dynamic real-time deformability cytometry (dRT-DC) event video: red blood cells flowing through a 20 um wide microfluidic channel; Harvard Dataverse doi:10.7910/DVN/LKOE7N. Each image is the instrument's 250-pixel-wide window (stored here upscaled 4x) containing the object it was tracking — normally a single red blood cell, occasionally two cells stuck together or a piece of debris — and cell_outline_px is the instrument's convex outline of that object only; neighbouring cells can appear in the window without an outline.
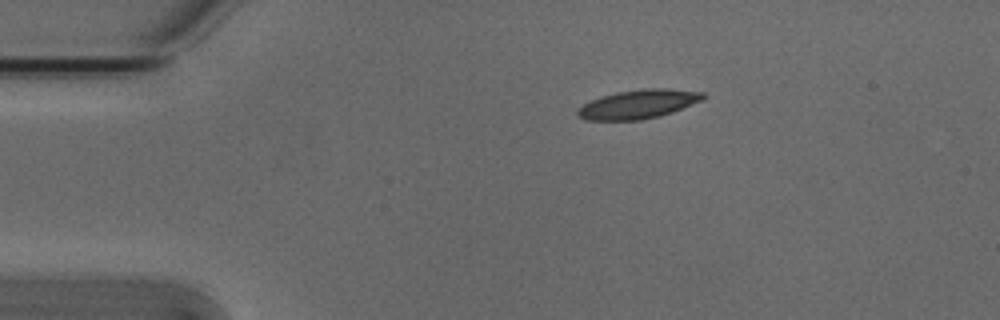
{"species": "Egyptian fruit bat (a non-hibernating species)", "species_latin": "Rousettus aegyptiacus", "temperature_condition": "cold", "stored_images_in_passage": 45, "camera_frame_rate_fps": 3000, "um_per_image_px": 0.085, "animal": {"sex": "male"}, "frame": {"image": 1, "passage_image": 1, "time_ms": 0.0, "image_size_px": [1000, 320], "cell_outline_px": [[704, 96], [700, 100], [672, 112], [660, 116], [640, 120], [584, 120], [576, 116], [576, 108], [600, 96], [616, 92], [644, 88], [668, 88], [704, 92]], "centroid_in_image_um": [54.18, 8.85], "position_along_channel_um": 30.8, "area_um2": 21.15}}
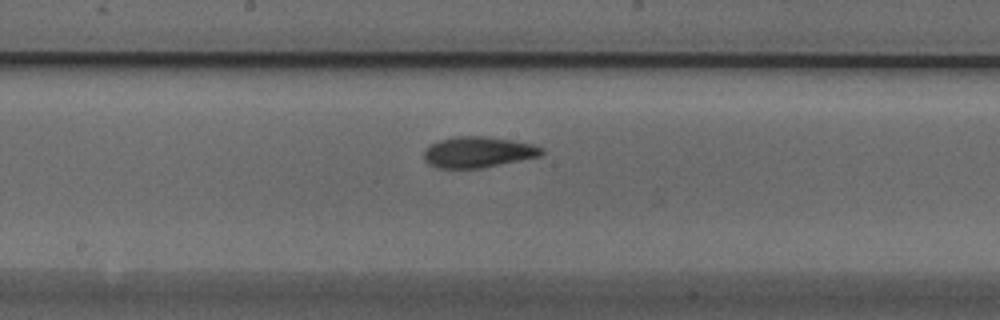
{"frame": {"image": 2, "passage_image": 19, "time_ms": 6.0, "image_size_px": [1000, 320], "cell_outline_px": [[544, 152], [540, 156], [480, 168], [440, 168], [428, 164], [424, 160], [424, 148], [428, 144], [452, 136], [484, 136], [512, 140], [532, 144], [544, 148]], "centroid_in_image_um": [40.59, 12.92], "position_along_channel_um": 207.6, "area_um2": 21.27}}
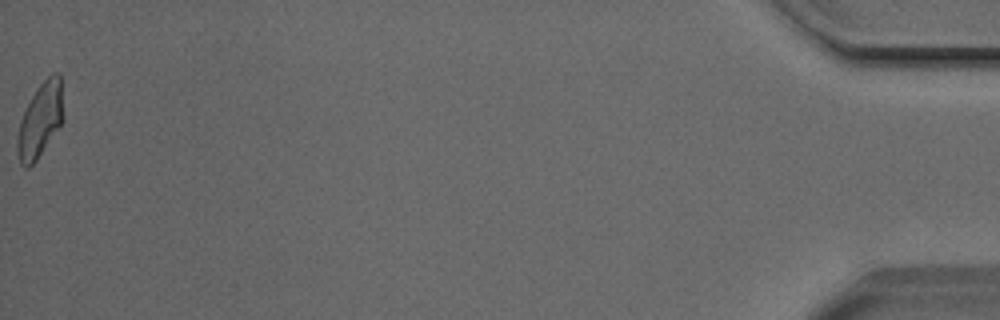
{"frame": {"image": 3, "passage_image": 45, "time_ms": 14.667, "image_size_px": [1000, 320], "cell_outline_px": [[64, 120], [36, 160], [28, 168], [24, 168], [20, 164], [16, 148], [16, 140], [20, 120], [32, 96], [40, 84], [52, 72], [60, 72], [64, 116]], "centroid_in_image_um": [3.42, 10.2], "position_along_channel_um": 431.8, "area_um2": 20.0}, "authors_computed_cell_mechanics": {"area_um2": 20.5768, "velocity_mm_per_s": 3.8008, "shape_relaxation_time_tau1_ms": 8.831, "shape_relaxation_time_tau2_ms": 3.0704, "deformation_change_tau1": 0.2546, "deformation_change_tau2": 0.0934}}